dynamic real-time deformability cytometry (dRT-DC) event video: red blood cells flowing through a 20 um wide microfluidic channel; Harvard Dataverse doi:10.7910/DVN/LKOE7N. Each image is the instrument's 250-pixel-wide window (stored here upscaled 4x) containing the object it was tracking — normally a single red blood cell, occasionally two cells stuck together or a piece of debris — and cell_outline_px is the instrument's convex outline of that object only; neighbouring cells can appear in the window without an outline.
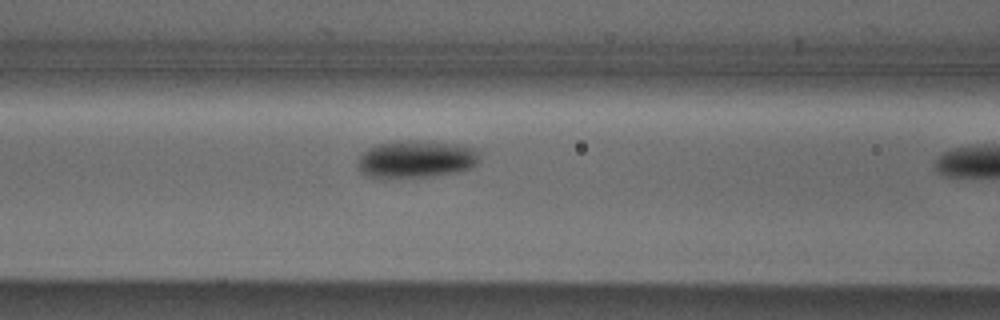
{"species": "Egyptian fruit bat (a non-hibernating species)", "species_latin": "Rousettus aegyptiacus", "temperature_condition": "cold", "stored_images_in_passage": 4, "camera_frame_rate_fps": 3000, "um_per_image_px": 0.085, "animal": {"sex": "male"}, "frame": {"image": 1, "passage_image": 3, "time_ms": 0.667, "image_size_px": [1000, 320], "cell_outline_px": [[480, 160], [472, 168], [460, 172], [432, 176], [384, 180], [380, 180], [368, 176], [360, 172], [356, 164], [356, 160], [368, 148], [376, 144], [400, 140], [432, 140], [456, 144], [476, 148], [480, 152]], "centroid_in_image_um": [35.36, 13.54], "position_along_channel_um": 131.2, "area_um2": 27.86}}